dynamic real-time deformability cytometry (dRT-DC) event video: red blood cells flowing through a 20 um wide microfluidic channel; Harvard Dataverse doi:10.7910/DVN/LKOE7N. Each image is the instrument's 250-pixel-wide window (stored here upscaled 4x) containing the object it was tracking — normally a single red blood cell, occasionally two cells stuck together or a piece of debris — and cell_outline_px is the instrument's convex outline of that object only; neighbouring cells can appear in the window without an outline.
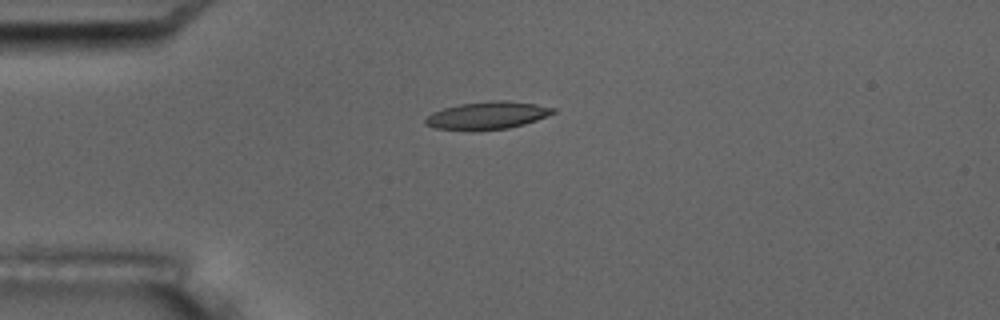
{"species": "common noctule bat (a hibernating species)", "species_latin": "Nyctalus noctula", "temperature_condition": "room temperature", "stored_images_in_passage": 10, "camera_frame_rate_fps": 3000, "um_per_image_px": 0.085, "animal": {"sex": "male", "body_mass_g": 17.5, "forearm_length_mm": 52.3}, "frame": {"image": 1, "passage_image": 5, "time_ms": 4.667, "image_size_px": [1000, 320], "cell_outline_px": [[556, 112], [536, 120], [524, 124], [508, 128], [436, 128], [424, 124], [424, 120], [432, 112], [444, 108], [460, 104], [488, 100], [508, 100], [536, 104], [556, 108]], "centroid_in_image_um": [41.47, 9.76], "position_along_channel_um": 43.5, "area_um2": 19.88}}
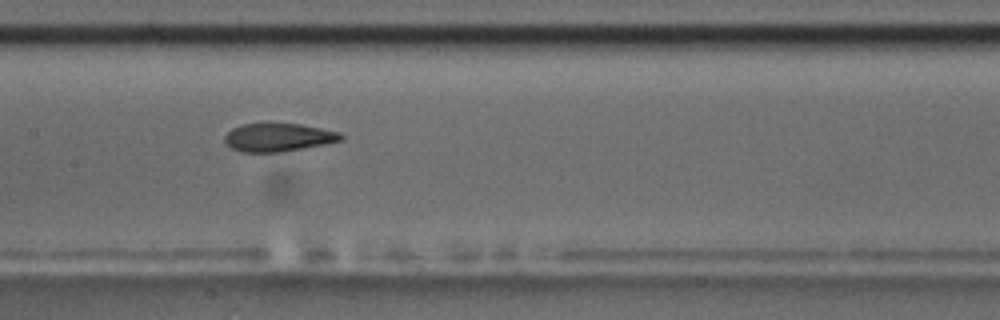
{"frame": {"image": 2, "passage_image": 9, "time_ms": 9.333, "image_size_px": [1000, 320], "cell_outline_px": [[344, 136], [340, 140], [324, 144], [280, 152], [240, 152], [232, 148], [224, 140], [224, 136], [232, 128], [244, 124], [268, 120], [300, 124], [340, 132]], "centroid_in_image_um": [23.61, 11.63], "position_along_channel_um": 183.8, "area_um2": 19.59}}